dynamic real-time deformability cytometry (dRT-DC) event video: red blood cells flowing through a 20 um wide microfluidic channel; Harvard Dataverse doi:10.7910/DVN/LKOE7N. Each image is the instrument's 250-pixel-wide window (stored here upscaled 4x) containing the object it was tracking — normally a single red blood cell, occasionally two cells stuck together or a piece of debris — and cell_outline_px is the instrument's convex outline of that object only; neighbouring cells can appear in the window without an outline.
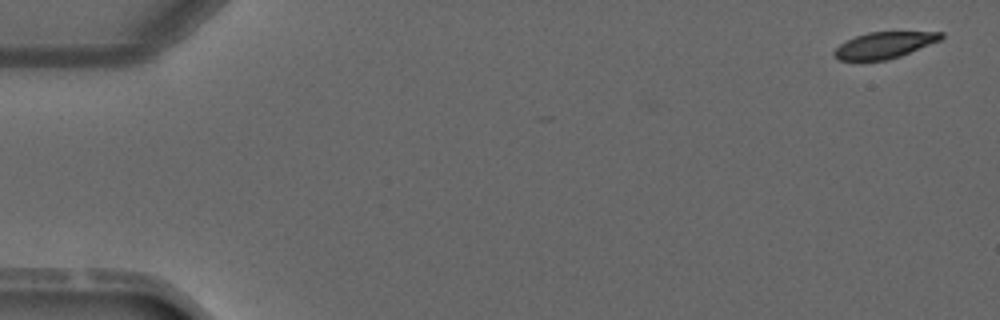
{"species": "common noctule bat (a hibernating species)", "species_latin": "Nyctalus noctula", "temperature_condition": "warm", "stored_images_in_passage": 5, "segment_of_instrument_passage": [1, 2], "camera_frame_rate_fps": 3000, "um_per_image_px": 0.085, "animal": {"sex": "male", "forearm_length_mm": 52.5}, "frame": {"image": 1, "passage_image": 1, "time_ms": 0.0, "image_size_px": [1000, 320], "cell_outline_px": [[944, 36], [940, 40], [900, 56], [884, 60], [840, 60], [832, 52], [840, 44], [856, 36], [868, 32], [944, 32]], "centroid_in_image_um": [75.17, 3.83], "position_along_channel_um": 9.8, "area_um2": 16.07}}
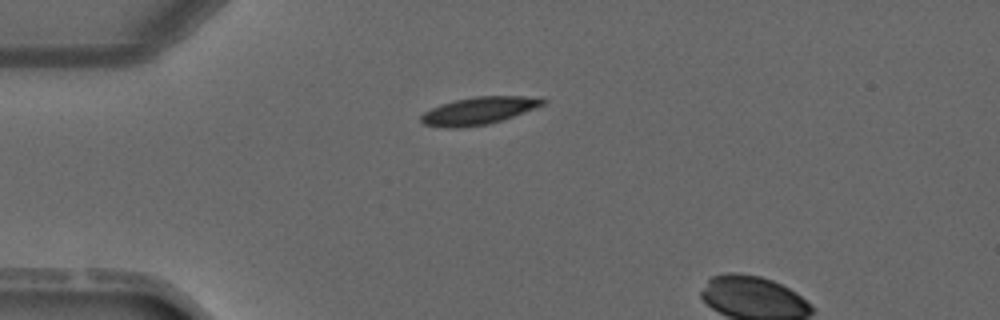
{"frame": {"image": 2, "passage_image": 4, "time_ms": 3.333, "image_size_px": [1000, 320], "cell_outline_px": [[548, 100], [544, 104], [512, 116], [488, 124], [460, 128], [444, 128], [424, 124], [420, 120], [420, 116], [424, 112], [440, 104], [456, 100], [476, 96], [540, 96]], "centroid_in_image_um": [40.69, 9.4], "position_along_channel_um": 44.3, "area_um2": 19.42}}